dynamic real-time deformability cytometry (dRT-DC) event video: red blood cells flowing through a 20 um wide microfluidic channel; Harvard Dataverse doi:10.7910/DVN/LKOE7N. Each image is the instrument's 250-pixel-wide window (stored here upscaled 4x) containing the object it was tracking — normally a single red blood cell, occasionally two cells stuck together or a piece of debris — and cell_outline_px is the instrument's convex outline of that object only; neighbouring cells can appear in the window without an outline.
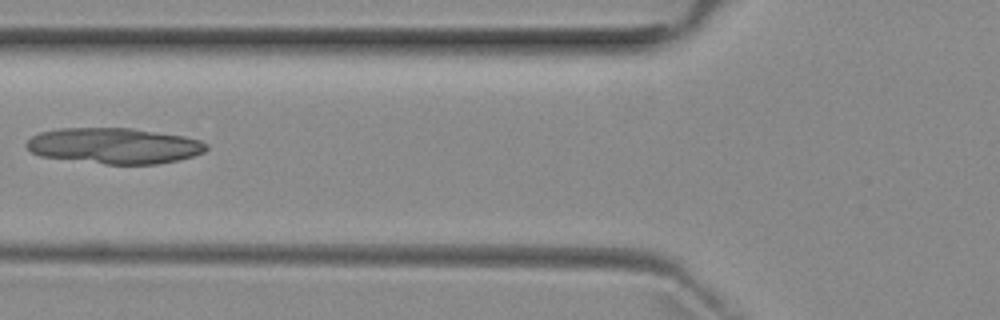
{"species": "common noctule bat (a hibernating species)", "species_latin": "Nyctalus noctula", "temperature_condition": "room temperature", "stored_images_in_passage": 4, "camera_frame_rate_fps": 3000, "um_per_image_px": 0.085, "animal": {"sex": "female", "body_mass_g": 29.2, "forearm_length_mm": 56.3}, "frame": {"image": 1, "passage_image": 3, "time_ms": 2.333, "image_size_px": [1000, 320], "cell_outline_px": [[208, 148], [204, 152], [180, 160], [156, 164], [104, 164], [40, 156], [32, 152], [24, 144], [32, 136], [40, 132], [60, 128], [132, 128], [184, 136], [200, 140], [208, 144]], "centroid_in_image_um": [9.72, 12.39], "position_along_channel_um": 116.1, "area_um2": 37.57}}
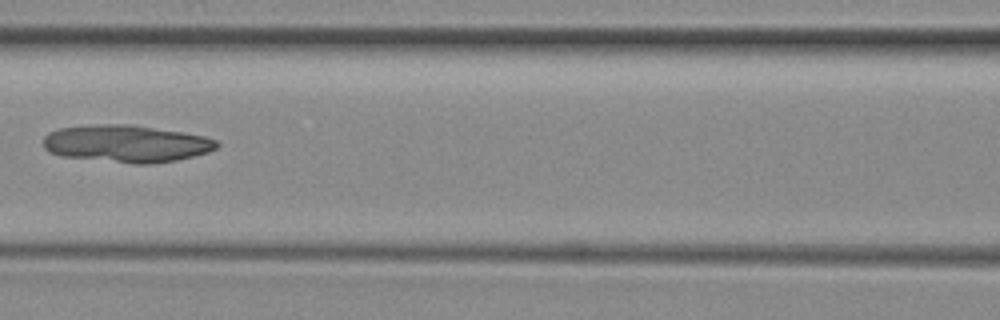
{"frame": {"image": 2, "passage_image": 4, "time_ms": 3.333, "image_size_px": [1000, 320], "cell_outline_px": [[220, 144], [216, 148], [208, 152], [176, 160], [152, 164], [132, 164], [60, 156], [48, 152], [44, 148], [44, 136], [48, 132], [60, 128], [104, 124], [128, 124], [180, 132], [204, 136], [216, 140]], "centroid_in_image_um": [10.71, 12.22], "position_along_channel_um": 155.9, "area_um2": 37.57}}